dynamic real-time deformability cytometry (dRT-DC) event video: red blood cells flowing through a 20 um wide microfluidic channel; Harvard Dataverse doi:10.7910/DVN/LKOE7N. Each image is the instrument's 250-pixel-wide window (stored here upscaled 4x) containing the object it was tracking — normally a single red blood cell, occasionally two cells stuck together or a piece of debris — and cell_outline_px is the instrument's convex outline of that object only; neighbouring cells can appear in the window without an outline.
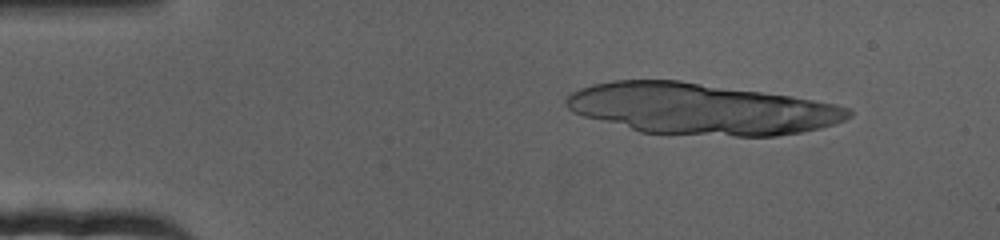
{"species": "human", "species_latin": "Homo sapiens", "temperature_condition": "cold", "stored_images_in_passage": 18, "camera_frame_rate_fps": 3000, "um_per_image_px": 0.085, "donor": {"sex": "female"}, "frame": {"image": 1, "passage_image": 8, "time_ms": 2.333, "image_size_px": [1000, 240], "cell_outline_px": [[852, 116], [836, 124], [820, 128], [800, 132], [776, 136], [736, 136], [640, 132], [584, 116], [572, 112], [564, 104], [564, 100], [572, 92], [580, 88], [592, 84], [612, 80], [680, 80], [788, 96], [836, 104], [852, 108]], "centroid_in_image_um": [59.57, 9.26], "position_along_channel_um": 25.4, "area_um2": 84.04}}